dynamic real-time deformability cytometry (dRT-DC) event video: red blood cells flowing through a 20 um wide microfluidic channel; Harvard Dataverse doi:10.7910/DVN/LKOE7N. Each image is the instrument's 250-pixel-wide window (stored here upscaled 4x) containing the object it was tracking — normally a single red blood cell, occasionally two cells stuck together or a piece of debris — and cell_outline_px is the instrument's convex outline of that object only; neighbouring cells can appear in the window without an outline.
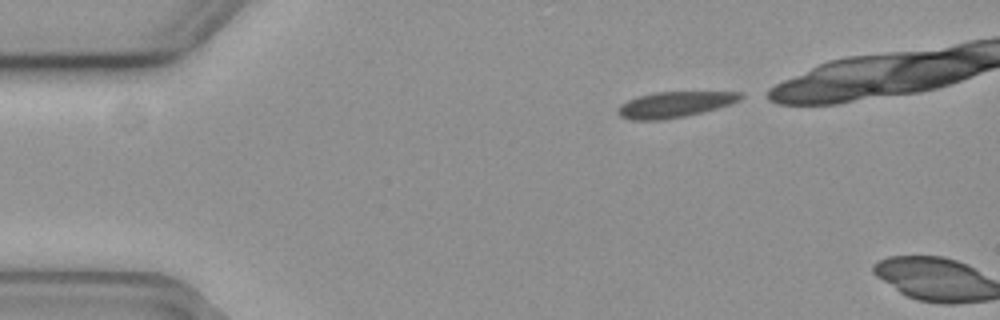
{"species": "common noctule bat (a hibernating species)", "species_latin": "Nyctalus noctula", "temperature_condition": "cold", "stored_images_in_passage": 3, "camera_frame_rate_fps": 3000, "um_per_image_px": 0.085, "animal": {"sex": "female", "body_mass_g": 19.3, "forearm_length_mm": 54.1}, "frame": {"image": 1, "passage_image": 1, "time_ms": 0.0, "image_size_px": [1000, 320], "cell_outline_px": [[744, 96], [740, 100], [716, 108], [684, 116], [660, 120], [632, 120], [620, 116], [616, 112], [616, 108], [620, 104], [628, 100], [640, 96], [656, 92], [744, 92]], "centroid_in_image_um": [57.31, 8.88], "position_along_channel_um": 27.7, "area_um2": 18.21}}